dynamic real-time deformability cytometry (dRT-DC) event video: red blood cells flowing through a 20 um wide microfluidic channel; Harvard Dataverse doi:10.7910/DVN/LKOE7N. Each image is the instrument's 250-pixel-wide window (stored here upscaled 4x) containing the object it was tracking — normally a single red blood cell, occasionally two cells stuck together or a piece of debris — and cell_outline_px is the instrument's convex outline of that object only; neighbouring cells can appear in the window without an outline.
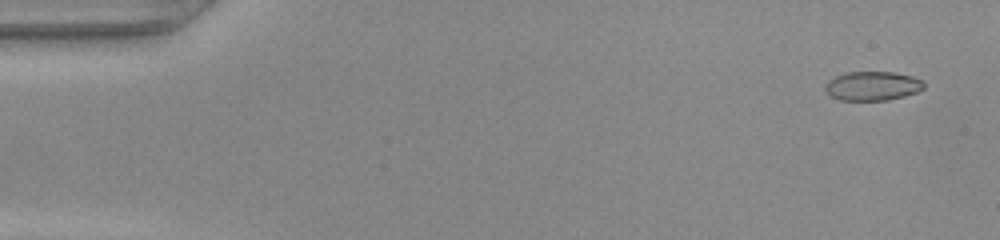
{"species": "common noctule bat (a hibernating species)", "species_latin": "Nyctalus noctula", "temperature_condition": "warm", "stored_images_in_passage": 50, "camera_frame_rate_fps": 3000, "um_per_image_px": 0.085, "animal": {"sex": "female", "body_mass_g": 22.0, "forearm_length_mm": 56.7}, "frame": {"image": 1, "passage_image": 3, "time_ms": 0.667, "image_size_px": [1000, 240], "cell_outline_px": [[924, 88], [916, 92], [904, 96], [888, 100], [840, 100], [832, 96], [824, 88], [828, 80], [844, 72], [896, 72], [912, 76], [924, 80]], "centroid_in_image_um": [74.19, 7.29], "position_along_channel_um": 10.8, "area_um2": 16.76}}
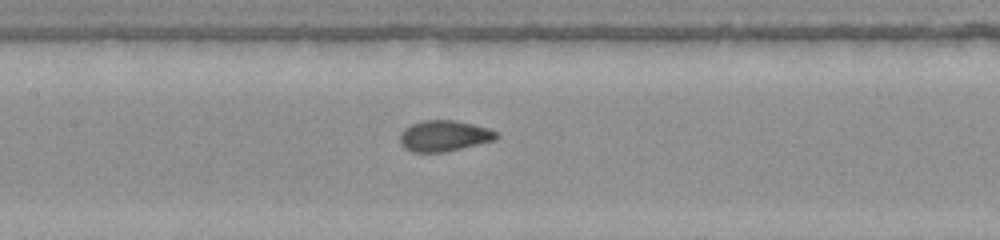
{"frame": {"image": 2, "passage_image": 24, "time_ms": 7.667, "image_size_px": [1000, 240], "cell_outline_px": [[500, 136], [496, 140], [444, 152], [412, 152], [404, 148], [400, 144], [400, 132], [404, 128], [420, 120], [452, 120], [472, 124], [488, 128], [496, 132]], "centroid_in_image_um": [37.73, 11.55], "position_along_channel_um": 169.7, "area_um2": 17.46}}
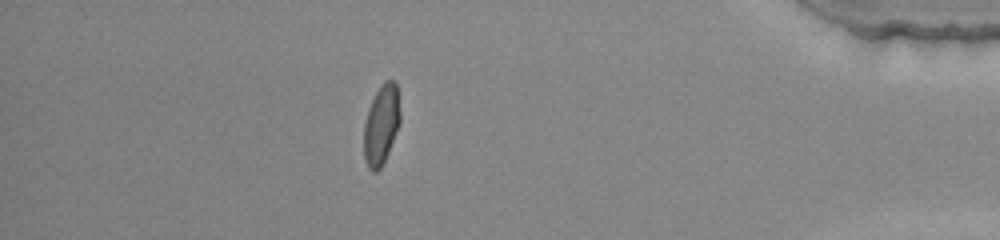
{"frame": {"image": 3, "passage_image": 44, "time_ms": 14.333, "image_size_px": [1000, 240], "cell_outline_px": [[400, 124], [388, 152], [380, 168], [376, 172], [372, 172], [368, 168], [364, 156], [364, 124], [368, 108], [380, 84], [384, 80], [392, 80], [396, 84], [400, 112]], "centroid_in_image_um": [32.4, 10.59], "position_along_channel_um": 402.8, "area_um2": 16.82}}